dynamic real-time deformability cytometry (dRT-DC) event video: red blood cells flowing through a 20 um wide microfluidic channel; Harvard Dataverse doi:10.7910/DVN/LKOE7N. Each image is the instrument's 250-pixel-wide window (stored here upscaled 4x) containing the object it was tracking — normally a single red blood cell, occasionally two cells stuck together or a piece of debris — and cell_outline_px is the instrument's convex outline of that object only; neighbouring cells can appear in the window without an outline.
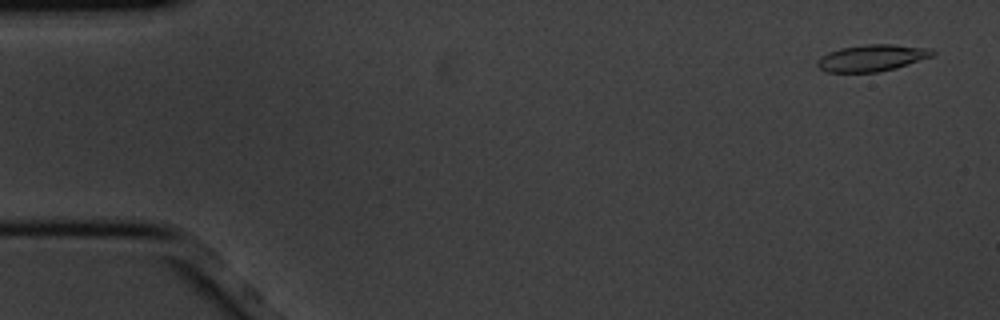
{"species": "common noctule bat (a hibernating species)", "species_latin": "Nyctalus noctula", "temperature_condition": "cold", "stored_images_in_passage": 5, "camera_frame_rate_fps": 3000, "um_per_image_px": 0.085, "animal": {"sex": "male", "body_mass_g": 20.1, "forearm_length_mm": 53.5}, "frame": {"image": 1, "passage_image": 1, "time_ms": 0.0, "image_size_px": [1000, 320], "cell_outline_px": [[936, 52], [932, 56], [896, 68], [876, 72], [828, 72], [820, 68], [816, 64], [816, 60], [820, 56], [828, 52], [840, 48], [868, 44], [892, 44], [932, 48]], "centroid_in_image_um": [74.11, 4.91], "position_along_channel_um": 10.9, "area_um2": 17.92}}
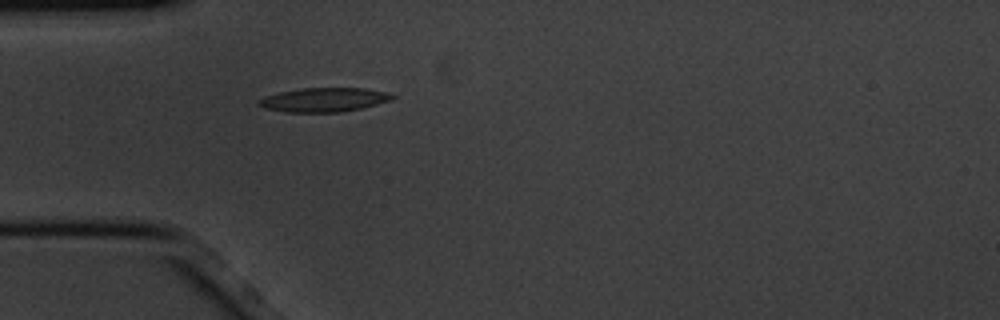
{"frame": {"image": 2, "passage_image": 5, "time_ms": 1.333, "image_size_px": [1000, 320], "cell_outline_px": [[396, 96], [388, 100], [376, 104], [360, 108], [340, 112], [284, 112], [264, 108], [256, 104], [260, 100], [268, 96], [280, 92], [300, 88], [364, 88], [388, 92]], "centroid_in_image_um": [27.52, 8.48], "position_along_channel_um": 57.5, "area_um2": 18.5}}